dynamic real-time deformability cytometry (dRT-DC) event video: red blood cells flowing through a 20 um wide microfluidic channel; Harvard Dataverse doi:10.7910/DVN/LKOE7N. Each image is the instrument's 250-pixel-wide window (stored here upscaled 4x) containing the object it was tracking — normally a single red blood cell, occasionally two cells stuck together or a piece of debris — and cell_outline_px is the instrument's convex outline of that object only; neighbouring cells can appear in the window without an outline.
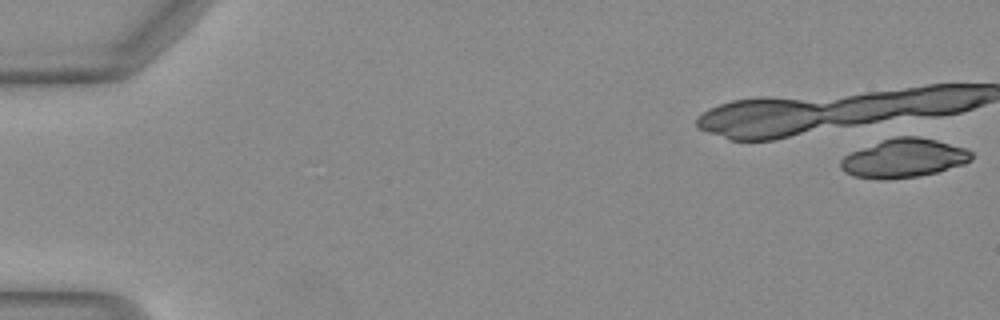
{"species": "Egyptian fruit bat (a non-hibernating species)", "species_latin": "Rousettus aegyptiacus", "temperature_condition": "warm", "stored_images_in_passage": 11, "camera_frame_rate_fps": 3000, "um_per_image_px": 0.085, "animal": {"sex": "female"}, "frame": {"image": 1, "passage_image": 1, "time_ms": 0.0, "image_size_px": [1000, 320], "cell_outline_px": [[972, 160], [964, 164], [936, 172], [920, 176], [888, 180], [876, 180], [852, 176], [844, 172], [840, 168], [840, 160], [844, 156], [852, 152], [884, 140], [896, 136], [920, 136], [968, 148], [972, 152]], "centroid_in_image_um": [76.84, 13.47], "position_along_channel_um": 8.2, "area_um2": 29.71}}